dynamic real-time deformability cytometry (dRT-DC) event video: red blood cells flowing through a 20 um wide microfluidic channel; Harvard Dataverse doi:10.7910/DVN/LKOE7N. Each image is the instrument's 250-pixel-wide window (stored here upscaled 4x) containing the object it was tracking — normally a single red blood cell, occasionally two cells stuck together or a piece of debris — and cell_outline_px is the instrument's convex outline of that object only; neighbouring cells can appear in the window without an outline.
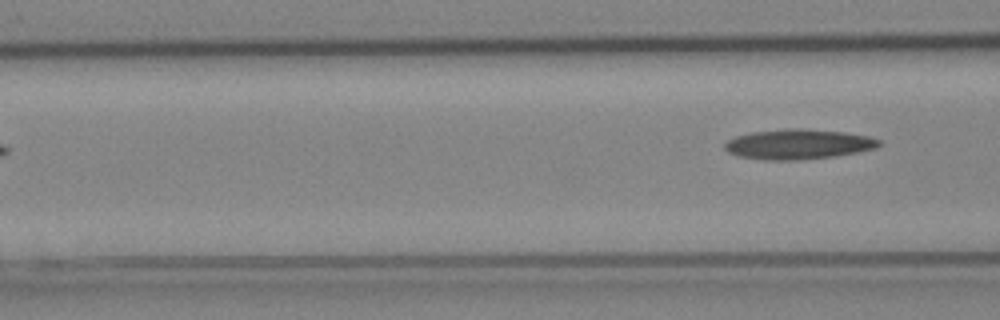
{"species": "Egyptian fruit bat (a non-hibernating species)", "species_latin": "Rousettus aegyptiacus", "temperature_condition": "cold", "stored_images_in_passage": 5, "camera_frame_rate_fps": 3000, "um_per_image_px": 0.085, "animal": {"sex": "female"}, "frame": {"image": 1, "passage_image": 5, "time_ms": 1.333, "image_size_px": [1000, 320], "cell_outline_px": [[880, 144], [876, 148], [856, 152], [832, 156], [796, 160], [764, 160], [740, 156], [728, 152], [724, 148], [724, 144], [728, 140], [736, 136], [752, 132], [792, 128], [804, 128], [844, 132], [868, 136], [880, 140]], "centroid_in_image_um": [67.83, 12.25], "position_along_channel_um": 98.8, "area_um2": 26.76}}